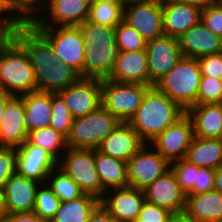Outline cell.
<instances>
[{
	"instance_id": "obj_1",
	"label": "cell",
	"mask_w": 222,
	"mask_h": 222,
	"mask_svg": "<svg viewBox=\"0 0 222 222\" xmlns=\"http://www.w3.org/2000/svg\"><path fill=\"white\" fill-rule=\"evenodd\" d=\"M186 111L155 86H151L134 116L128 121L141 139L149 144Z\"/></svg>"
},
{
	"instance_id": "obj_2",
	"label": "cell",
	"mask_w": 222,
	"mask_h": 222,
	"mask_svg": "<svg viewBox=\"0 0 222 222\" xmlns=\"http://www.w3.org/2000/svg\"><path fill=\"white\" fill-rule=\"evenodd\" d=\"M0 89L13 96L37 90L29 55L14 38L0 49Z\"/></svg>"
},
{
	"instance_id": "obj_3",
	"label": "cell",
	"mask_w": 222,
	"mask_h": 222,
	"mask_svg": "<svg viewBox=\"0 0 222 222\" xmlns=\"http://www.w3.org/2000/svg\"><path fill=\"white\" fill-rule=\"evenodd\" d=\"M201 77L197 59L182 57L154 86L187 111L197 105Z\"/></svg>"
},
{
	"instance_id": "obj_4",
	"label": "cell",
	"mask_w": 222,
	"mask_h": 222,
	"mask_svg": "<svg viewBox=\"0 0 222 222\" xmlns=\"http://www.w3.org/2000/svg\"><path fill=\"white\" fill-rule=\"evenodd\" d=\"M120 121L102 105L94 112L73 118L66 145L70 148L96 150Z\"/></svg>"
},
{
	"instance_id": "obj_5",
	"label": "cell",
	"mask_w": 222,
	"mask_h": 222,
	"mask_svg": "<svg viewBox=\"0 0 222 222\" xmlns=\"http://www.w3.org/2000/svg\"><path fill=\"white\" fill-rule=\"evenodd\" d=\"M150 85L101 80L102 106L120 122H128L140 107Z\"/></svg>"
},
{
	"instance_id": "obj_6",
	"label": "cell",
	"mask_w": 222,
	"mask_h": 222,
	"mask_svg": "<svg viewBox=\"0 0 222 222\" xmlns=\"http://www.w3.org/2000/svg\"><path fill=\"white\" fill-rule=\"evenodd\" d=\"M51 43L56 58L83 78L85 45L79 26L36 27Z\"/></svg>"
},
{
	"instance_id": "obj_7",
	"label": "cell",
	"mask_w": 222,
	"mask_h": 222,
	"mask_svg": "<svg viewBox=\"0 0 222 222\" xmlns=\"http://www.w3.org/2000/svg\"><path fill=\"white\" fill-rule=\"evenodd\" d=\"M64 160H59L58 167L62 169L81 190L102 198V186L94 163V150L68 147Z\"/></svg>"
},
{
	"instance_id": "obj_8",
	"label": "cell",
	"mask_w": 222,
	"mask_h": 222,
	"mask_svg": "<svg viewBox=\"0 0 222 222\" xmlns=\"http://www.w3.org/2000/svg\"><path fill=\"white\" fill-rule=\"evenodd\" d=\"M147 145L146 143L126 162L128 186L140 190H144L170 169V163Z\"/></svg>"
},
{
	"instance_id": "obj_9",
	"label": "cell",
	"mask_w": 222,
	"mask_h": 222,
	"mask_svg": "<svg viewBox=\"0 0 222 222\" xmlns=\"http://www.w3.org/2000/svg\"><path fill=\"white\" fill-rule=\"evenodd\" d=\"M123 21L146 40L164 35L161 0H135L124 5Z\"/></svg>"
},
{
	"instance_id": "obj_10",
	"label": "cell",
	"mask_w": 222,
	"mask_h": 222,
	"mask_svg": "<svg viewBox=\"0 0 222 222\" xmlns=\"http://www.w3.org/2000/svg\"><path fill=\"white\" fill-rule=\"evenodd\" d=\"M194 137L191 118L187 113L177 122L167 127L149 144L169 163L182 160Z\"/></svg>"
},
{
	"instance_id": "obj_11",
	"label": "cell",
	"mask_w": 222,
	"mask_h": 222,
	"mask_svg": "<svg viewBox=\"0 0 222 222\" xmlns=\"http://www.w3.org/2000/svg\"><path fill=\"white\" fill-rule=\"evenodd\" d=\"M150 86L166 75L183 57L178 38L162 35L146 43Z\"/></svg>"
},
{
	"instance_id": "obj_12",
	"label": "cell",
	"mask_w": 222,
	"mask_h": 222,
	"mask_svg": "<svg viewBox=\"0 0 222 222\" xmlns=\"http://www.w3.org/2000/svg\"><path fill=\"white\" fill-rule=\"evenodd\" d=\"M73 118L86 116L101 105V79L80 77L75 83L58 92Z\"/></svg>"
},
{
	"instance_id": "obj_13",
	"label": "cell",
	"mask_w": 222,
	"mask_h": 222,
	"mask_svg": "<svg viewBox=\"0 0 222 222\" xmlns=\"http://www.w3.org/2000/svg\"><path fill=\"white\" fill-rule=\"evenodd\" d=\"M14 39L29 55L33 69L52 68L58 63L53 46L33 24H19Z\"/></svg>"
},
{
	"instance_id": "obj_14",
	"label": "cell",
	"mask_w": 222,
	"mask_h": 222,
	"mask_svg": "<svg viewBox=\"0 0 222 222\" xmlns=\"http://www.w3.org/2000/svg\"><path fill=\"white\" fill-rule=\"evenodd\" d=\"M40 182L17 173L5 183L2 193L1 214L33 212Z\"/></svg>"
},
{
	"instance_id": "obj_15",
	"label": "cell",
	"mask_w": 222,
	"mask_h": 222,
	"mask_svg": "<svg viewBox=\"0 0 222 222\" xmlns=\"http://www.w3.org/2000/svg\"><path fill=\"white\" fill-rule=\"evenodd\" d=\"M145 200L172 214L184 212L186 193L170 168L144 190Z\"/></svg>"
},
{
	"instance_id": "obj_16",
	"label": "cell",
	"mask_w": 222,
	"mask_h": 222,
	"mask_svg": "<svg viewBox=\"0 0 222 222\" xmlns=\"http://www.w3.org/2000/svg\"><path fill=\"white\" fill-rule=\"evenodd\" d=\"M17 150L16 173L37 182L48 183V174L58 161L47 151L26 140Z\"/></svg>"
},
{
	"instance_id": "obj_17",
	"label": "cell",
	"mask_w": 222,
	"mask_h": 222,
	"mask_svg": "<svg viewBox=\"0 0 222 222\" xmlns=\"http://www.w3.org/2000/svg\"><path fill=\"white\" fill-rule=\"evenodd\" d=\"M90 2L91 0H49V4L45 5L47 6L45 11L48 9L45 16L49 14V18L39 17L33 25L35 27L79 26L88 18Z\"/></svg>"
},
{
	"instance_id": "obj_18",
	"label": "cell",
	"mask_w": 222,
	"mask_h": 222,
	"mask_svg": "<svg viewBox=\"0 0 222 222\" xmlns=\"http://www.w3.org/2000/svg\"><path fill=\"white\" fill-rule=\"evenodd\" d=\"M112 190V196H108ZM144 201V191L130 186L108 190L100 199L101 205L116 222H131L138 218Z\"/></svg>"
},
{
	"instance_id": "obj_19",
	"label": "cell",
	"mask_w": 222,
	"mask_h": 222,
	"mask_svg": "<svg viewBox=\"0 0 222 222\" xmlns=\"http://www.w3.org/2000/svg\"><path fill=\"white\" fill-rule=\"evenodd\" d=\"M146 143L128 122H119L96 148L102 154L127 162Z\"/></svg>"
},
{
	"instance_id": "obj_20",
	"label": "cell",
	"mask_w": 222,
	"mask_h": 222,
	"mask_svg": "<svg viewBox=\"0 0 222 222\" xmlns=\"http://www.w3.org/2000/svg\"><path fill=\"white\" fill-rule=\"evenodd\" d=\"M164 35L179 38L201 21L198 7L171 0H161Z\"/></svg>"
},
{
	"instance_id": "obj_21",
	"label": "cell",
	"mask_w": 222,
	"mask_h": 222,
	"mask_svg": "<svg viewBox=\"0 0 222 222\" xmlns=\"http://www.w3.org/2000/svg\"><path fill=\"white\" fill-rule=\"evenodd\" d=\"M183 57L200 58L222 52V37L214 34L202 21L178 38Z\"/></svg>"
},
{
	"instance_id": "obj_22",
	"label": "cell",
	"mask_w": 222,
	"mask_h": 222,
	"mask_svg": "<svg viewBox=\"0 0 222 222\" xmlns=\"http://www.w3.org/2000/svg\"><path fill=\"white\" fill-rule=\"evenodd\" d=\"M25 113L21 96H13L7 102L0 126V146L17 148L27 140L28 131L23 121Z\"/></svg>"
},
{
	"instance_id": "obj_23",
	"label": "cell",
	"mask_w": 222,
	"mask_h": 222,
	"mask_svg": "<svg viewBox=\"0 0 222 222\" xmlns=\"http://www.w3.org/2000/svg\"><path fill=\"white\" fill-rule=\"evenodd\" d=\"M108 79L122 83L150 85L146 50L119 51L116 65Z\"/></svg>"
},
{
	"instance_id": "obj_24",
	"label": "cell",
	"mask_w": 222,
	"mask_h": 222,
	"mask_svg": "<svg viewBox=\"0 0 222 222\" xmlns=\"http://www.w3.org/2000/svg\"><path fill=\"white\" fill-rule=\"evenodd\" d=\"M83 78L108 79L116 65L117 45L85 46Z\"/></svg>"
},
{
	"instance_id": "obj_25",
	"label": "cell",
	"mask_w": 222,
	"mask_h": 222,
	"mask_svg": "<svg viewBox=\"0 0 222 222\" xmlns=\"http://www.w3.org/2000/svg\"><path fill=\"white\" fill-rule=\"evenodd\" d=\"M186 113L192 120L194 136L222 139V109L217 103L194 105Z\"/></svg>"
},
{
	"instance_id": "obj_26",
	"label": "cell",
	"mask_w": 222,
	"mask_h": 222,
	"mask_svg": "<svg viewBox=\"0 0 222 222\" xmlns=\"http://www.w3.org/2000/svg\"><path fill=\"white\" fill-rule=\"evenodd\" d=\"M184 212L199 222H215L222 218V194L211 190L187 194Z\"/></svg>"
},
{
	"instance_id": "obj_27",
	"label": "cell",
	"mask_w": 222,
	"mask_h": 222,
	"mask_svg": "<svg viewBox=\"0 0 222 222\" xmlns=\"http://www.w3.org/2000/svg\"><path fill=\"white\" fill-rule=\"evenodd\" d=\"M183 160L200 168L222 167V139L194 136Z\"/></svg>"
},
{
	"instance_id": "obj_28",
	"label": "cell",
	"mask_w": 222,
	"mask_h": 222,
	"mask_svg": "<svg viewBox=\"0 0 222 222\" xmlns=\"http://www.w3.org/2000/svg\"><path fill=\"white\" fill-rule=\"evenodd\" d=\"M25 115L23 118L26 130L34 131L50 126L51 122V93L43 91H32L21 95Z\"/></svg>"
},
{
	"instance_id": "obj_29",
	"label": "cell",
	"mask_w": 222,
	"mask_h": 222,
	"mask_svg": "<svg viewBox=\"0 0 222 222\" xmlns=\"http://www.w3.org/2000/svg\"><path fill=\"white\" fill-rule=\"evenodd\" d=\"M94 163L102 186V197L108 189L128 186L126 162L94 150Z\"/></svg>"
},
{
	"instance_id": "obj_30",
	"label": "cell",
	"mask_w": 222,
	"mask_h": 222,
	"mask_svg": "<svg viewBox=\"0 0 222 222\" xmlns=\"http://www.w3.org/2000/svg\"><path fill=\"white\" fill-rule=\"evenodd\" d=\"M37 90L58 93L75 83L81 76L61 60L52 68L34 69Z\"/></svg>"
},
{
	"instance_id": "obj_31",
	"label": "cell",
	"mask_w": 222,
	"mask_h": 222,
	"mask_svg": "<svg viewBox=\"0 0 222 222\" xmlns=\"http://www.w3.org/2000/svg\"><path fill=\"white\" fill-rule=\"evenodd\" d=\"M99 203L98 198L84 193L76 199L61 202L50 222H88L90 214Z\"/></svg>"
},
{
	"instance_id": "obj_32",
	"label": "cell",
	"mask_w": 222,
	"mask_h": 222,
	"mask_svg": "<svg viewBox=\"0 0 222 222\" xmlns=\"http://www.w3.org/2000/svg\"><path fill=\"white\" fill-rule=\"evenodd\" d=\"M125 4L104 0H91L87 21L115 28L123 21Z\"/></svg>"
},
{
	"instance_id": "obj_33",
	"label": "cell",
	"mask_w": 222,
	"mask_h": 222,
	"mask_svg": "<svg viewBox=\"0 0 222 222\" xmlns=\"http://www.w3.org/2000/svg\"><path fill=\"white\" fill-rule=\"evenodd\" d=\"M27 140L36 146L49 152L58 162L61 159L59 154L62 150H67L66 137L52 127H45L34 131H29ZM59 153V154H58Z\"/></svg>"
},
{
	"instance_id": "obj_34",
	"label": "cell",
	"mask_w": 222,
	"mask_h": 222,
	"mask_svg": "<svg viewBox=\"0 0 222 222\" xmlns=\"http://www.w3.org/2000/svg\"><path fill=\"white\" fill-rule=\"evenodd\" d=\"M46 180H51L47 185L61 202L76 199L84 194L80 186L59 167H55Z\"/></svg>"
},
{
	"instance_id": "obj_35",
	"label": "cell",
	"mask_w": 222,
	"mask_h": 222,
	"mask_svg": "<svg viewBox=\"0 0 222 222\" xmlns=\"http://www.w3.org/2000/svg\"><path fill=\"white\" fill-rule=\"evenodd\" d=\"M85 46L117 45L114 28L85 21L79 25Z\"/></svg>"
},
{
	"instance_id": "obj_36",
	"label": "cell",
	"mask_w": 222,
	"mask_h": 222,
	"mask_svg": "<svg viewBox=\"0 0 222 222\" xmlns=\"http://www.w3.org/2000/svg\"><path fill=\"white\" fill-rule=\"evenodd\" d=\"M114 30L118 51L136 52L145 50L147 41L135 28L122 21Z\"/></svg>"
},
{
	"instance_id": "obj_37",
	"label": "cell",
	"mask_w": 222,
	"mask_h": 222,
	"mask_svg": "<svg viewBox=\"0 0 222 222\" xmlns=\"http://www.w3.org/2000/svg\"><path fill=\"white\" fill-rule=\"evenodd\" d=\"M72 122L73 117L62 97L58 93H51L50 127L67 137L69 135Z\"/></svg>"
},
{
	"instance_id": "obj_38",
	"label": "cell",
	"mask_w": 222,
	"mask_h": 222,
	"mask_svg": "<svg viewBox=\"0 0 222 222\" xmlns=\"http://www.w3.org/2000/svg\"><path fill=\"white\" fill-rule=\"evenodd\" d=\"M60 203L61 201L45 183L42 184V187L37 188L33 212L43 220L50 222L59 209Z\"/></svg>"
},
{
	"instance_id": "obj_39",
	"label": "cell",
	"mask_w": 222,
	"mask_h": 222,
	"mask_svg": "<svg viewBox=\"0 0 222 222\" xmlns=\"http://www.w3.org/2000/svg\"><path fill=\"white\" fill-rule=\"evenodd\" d=\"M41 2L43 1L42 0H6V5H7L9 13L10 12L11 14L13 13V15L11 16L18 24H33L39 17H41L39 13L38 14L36 13V10H38V12L40 10L39 4ZM47 3H49V0L47 1ZM13 11H16L17 13ZM33 11L35 12V14H33L34 13Z\"/></svg>"
},
{
	"instance_id": "obj_40",
	"label": "cell",
	"mask_w": 222,
	"mask_h": 222,
	"mask_svg": "<svg viewBox=\"0 0 222 222\" xmlns=\"http://www.w3.org/2000/svg\"><path fill=\"white\" fill-rule=\"evenodd\" d=\"M222 95V80L214 77L202 76L197 95V105L217 103Z\"/></svg>"
},
{
	"instance_id": "obj_41",
	"label": "cell",
	"mask_w": 222,
	"mask_h": 222,
	"mask_svg": "<svg viewBox=\"0 0 222 222\" xmlns=\"http://www.w3.org/2000/svg\"><path fill=\"white\" fill-rule=\"evenodd\" d=\"M173 163V164H172ZM170 163V168L176 175L182 190L187 194H194L195 165L178 160Z\"/></svg>"
},
{
	"instance_id": "obj_42",
	"label": "cell",
	"mask_w": 222,
	"mask_h": 222,
	"mask_svg": "<svg viewBox=\"0 0 222 222\" xmlns=\"http://www.w3.org/2000/svg\"><path fill=\"white\" fill-rule=\"evenodd\" d=\"M17 150L16 147L0 146V189L12 175L16 173Z\"/></svg>"
},
{
	"instance_id": "obj_43",
	"label": "cell",
	"mask_w": 222,
	"mask_h": 222,
	"mask_svg": "<svg viewBox=\"0 0 222 222\" xmlns=\"http://www.w3.org/2000/svg\"><path fill=\"white\" fill-rule=\"evenodd\" d=\"M201 21L214 34L222 37V5L218 1L202 10Z\"/></svg>"
},
{
	"instance_id": "obj_44",
	"label": "cell",
	"mask_w": 222,
	"mask_h": 222,
	"mask_svg": "<svg viewBox=\"0 0 222 222\" xmlns=\"http://www.w3.org/2000/svg\"><path fill=\"white\" fill-rule=\"evenodd\" d=\"M172 213L146 200L143 202L138 218L131 222H169Z\"/></svg>"
},
{
	"instance_id": "obj_45",
	"label": "cell",
	"mask_w": 222,
	"mask_h": 222,
	"mask_svg": "<svg viewBox=\"0 0 222 222\" xmlns=\"http://www.w3.org/2000/svg\"><path fill=\"white\" fill-rule=\"evenodd\" d=\"M202 76L222 80V52L197 58Z\"/></svg>"
},
{
	"instance_id": "obj_46",
	"label": "cell",
	"mask_w": 222,
	"mask_h": 222,
	"mask_svg": "<svg viewBox=\"0 0 222 222\" xmlns=\"http://www.w3.org/2000/svg\"><path fill=\"white\" fill-rule=\"evenodd\" d=\"M215 169L195 165L194 194L211 191L214 188Z\"/></svg>"
},
{
	"instance_id": "obj_47",
	"label": "cell",
	"mask_w": 222,
	"mask_h": 222,
	"mask_svg": "<svg viewBox=\"0 0 222 222\" xmlns=\"http://www.w3.org/2000/svg\"><path fill=\"white\" fill-rule=\"evenodd\" d=\"M18 25L13 17L0 15V49L4 48L14 38V32Z\"/></svg>"
},
{
	"instance_id": "obj_48",
	"label": "cell",
	"mask_w": 222,
	"mask_h": 222,
	"mask_svg": "<svg viewBox=\"0 0 222 222\" xmlns=\"http://www.w3.org/2000/svg\"><path fill=\"white\" fill-rule=\"evenodd\" d=\"M1 222H47L34 212L1 214Z\"/></svg>"
},
{
	"instance_id": "obj_49",
	"label": "cell",
	"mask_w": 222,
	"mask_h": 222,
	"mask_svg": "<svg viewBox=\"0 0 222 222\" xmlns=\"http://www.w3.org/2000/svg\"><path fill=\"white\" fill-rule=\"evenodd\" d=\"M88 222H116L110 213L99 203L89 216Z\"/></svg>"
},
{
	"instance_id": "obj_50",
	"label": "cell",
	"mask_w": 222,
	"mask_h": 222,
	"mask_svg": "<svg viewBox=\"0 0 222 222\" xmlns=\"http://www.w3.org/2000/svg\"><path fill=\"white\" fill-rule=\"evenodd\" d=\"M171 1L183 2V3L198 7L201 10H203L206 7L214 4L217 0H171Z\"/></svg>"
},
{
	"instance_id": "obj_51",
	"label": "cell",
	"mask_w": 222,
	"mask_h": 222,
	"mask_svg": "<svg viewBox=\"0 0 222 222\" xmlns=\"http://www.w3.org/2000/svg\"><path fill=\"white\" fill-rule=\"evenodd\" d=\"M13 97V95L5 92L4 90L0 89V126L3 118V113L5 111L7 102Z\"/></svg>"
},
{
	"instance_id": "obj_52",
	"label": "cell",
	"mask_w": 222,
	"mask_h": 222,
	"mask_svg": "<svg viewBox=\"0 0 222 222\" xmlns=\"http://www.w3.org/2000/svg\"><path fill=\"white\" fill-rule=\"evenodd\" d=\"M169 222H199L188 216L185 212L172 214Z\"/></svg>"
},
{
	"instance_id": "obj_53",
	"label": "cell",
	"mask_w": 222,
	"mask_h": 222,
	"mask_svg": "<svg viewBox=\"0 0 222 222\" xmlns=\"http://www.w3.org/2000/svg\"><path fill=\"white\" fill-rule=\"evenodd\" d=\"M222 194V167L215 169L214 188Z\"/></svg>"
},
{
	"instance_id": "obj_54",
	"label": "cell",
	"mask_w": 222,
	"mask_h": 222,
	"mask_svg": "<svg viewBox=\"0 0 222 222\" xmlns=\"http://www.w3.org/2000/svg\"><path fill=\"white\" fill-rule=\"evenodd\" d=\"M5 12H8V13H9L8 8H7V5H6V0H0V13H1L2 15L4 14L5 17H12V16H10V14H8V15L6 16V15H5Z\"/></svg>"
},
{
	"instance_id": "obj_55",
	"label": "cell",
	"mask_w": 222,
	"mask_h": 222,
	"mask_svg": "<svg viewBox=\"0 0 222 222\" xmlns=\"http://www.w3.org/2000/svg\"><path fill=\"white\" fill-rule=\"evenodd\" d=\"M104 1H109L113 3H126L124 0H104Z\"/></svg>"
},
{
	"instance_id": "obj_56",
	"label": "cell",
	"mask_w": 222,
	"mask_h": 222,
	"mask_svg": "<svg viewBox=\"0 0 222 222\" xmlns=\"http://www.w3.org/2000/svg\"><path fill=\"white\" fill-rule=\"evenodd\" d=\"M217 104L219 105V107L222 109V95L220 97V100L217 102Z\"/></svg>"
},
{
	"instance_id": "obj_57",
	"label": "cell",
	"mask_w": 222,
	"mask_h": 222,
	"mask_svg": "<svg viewBox=\"0 0 222 222\" xmlns=\"http://www.w3.org/2000/svg\"><path fill=\"white\" fill-rule=\"evenodd\" d=\"M1 206H2V193H1V189H0V213H1Z\"/></svg>"
},
{
	"instance_id": "obj_58",
	"label": "cell",
	"mask_w": 222,
	"mask_h": 222,
	"mask_svg": "<svg viewBox=\"0 0 222 222\" xmlns=\"http://www.w3.org/2000/svg\"><path fill=\"white\" fill-rule=\"evenodd\" d=\"M124 1L127 3V2H130V1H135V0H124Z\"/></svg>"
}]
</instances>
